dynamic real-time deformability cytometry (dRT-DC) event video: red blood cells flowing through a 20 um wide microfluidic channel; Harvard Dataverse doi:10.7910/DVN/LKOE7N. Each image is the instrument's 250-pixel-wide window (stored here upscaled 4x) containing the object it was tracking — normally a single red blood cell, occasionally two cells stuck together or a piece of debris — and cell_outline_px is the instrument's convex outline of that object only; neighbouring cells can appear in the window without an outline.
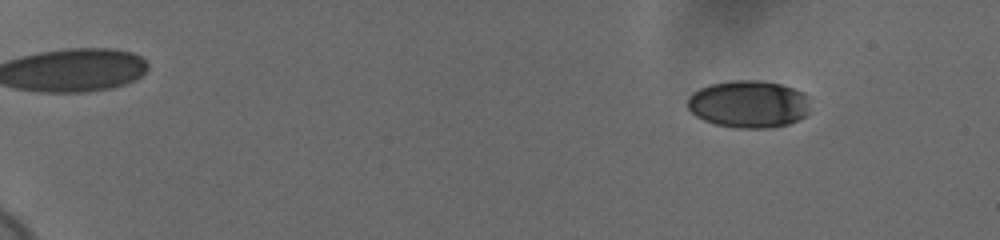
{"species": "human", "species_latin": "Homo sapiens", "temperature_condition": "cold", "stored_images_in_passage": 20, "camera_frame_rate_fps": 3000, "um_per_image_px": 0.085, "donor": {"sex": "female"}, "frame": {"image": 1, "passage_image": 3, "time_ms": 0.667, "image_size_px": [1000, 240], "cell_outline_px": [[808, 112], [804, 116], [788, 124], [772, 128], [740, 128], [716, 124], [704, 120], [696, 116], [688, 108], [688, 96], [692, 92], [700, 88], [712, 84], [732, 80], [764, 80], [780, 84], [804, 92], [808, 96]], "centroid_in_image_um": [63.64, 8.84], "position_along_channel_um": 21.4, "area_um2": 33.87}}
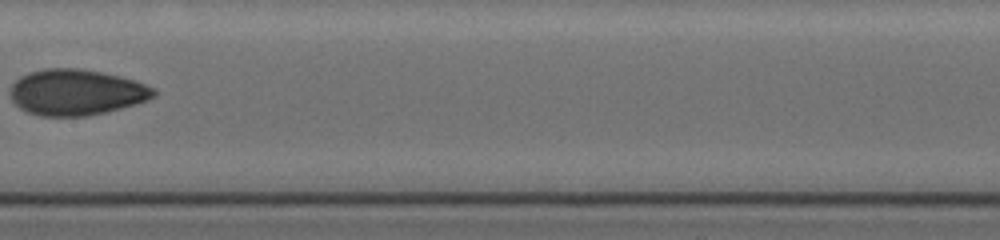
{"frame": {"image": 2, "passage_image": 13, "time_ms": 4.0, "image_size_px": [1000, 240], "cell_outline_px": [[156, 96], [148, 100], [136, 104], [108, 112], [88, 116], [40, 116], [28, 112], [20, 108], [12, 100], [12, 84], [20, 76], [32, 72], [48, 68], [76, 68], [100, 72], [120, 76], [156, 88]], "centroid_in_image_um": [6.52, 7.86], "position_along_channel_um": 200.9, "area_um2": 38.26}}
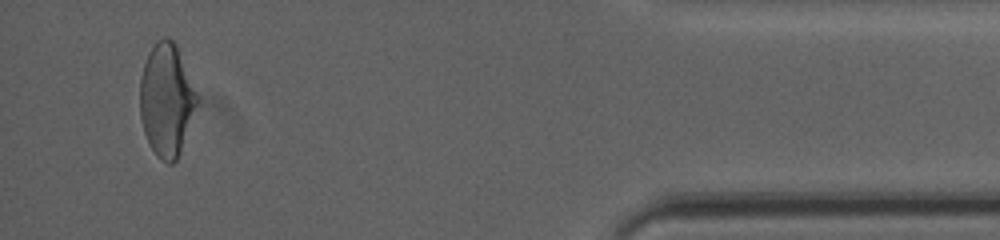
{"frame": {"image": 3, "passage_image": 20, "time_ms": 6.333, "image_size_px": [1000, 240], "cell_outline_px": [[200, 100], [180, 152], [176, 160], [172, 164], [168, 164], [160, 160], [156, 156], [144, 132], [140, 116], [140, 76], [148, 52], [156, 40], [164, 36], [168, 36], [176, 44], [200, 96]], "centroid_in_image_um": [14.18, 8.46], "position_along_channel_um": 421.0, "area_um2": 38.09}}